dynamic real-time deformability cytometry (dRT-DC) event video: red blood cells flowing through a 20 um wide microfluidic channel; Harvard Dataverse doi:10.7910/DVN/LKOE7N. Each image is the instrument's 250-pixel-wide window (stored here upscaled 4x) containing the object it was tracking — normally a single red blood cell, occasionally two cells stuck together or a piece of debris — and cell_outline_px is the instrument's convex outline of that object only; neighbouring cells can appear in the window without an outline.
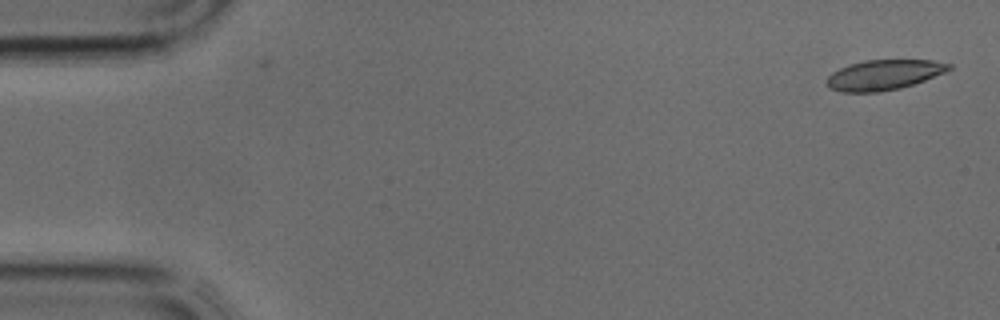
{"species": "common noctule bat (a hibernating species)", "species_latin": "Nyctalus noctula", "temperature_condition": "cold", "stored_images_in_passage": 2, "camera_frame_rate_fps": 3000, "um_per_image_px": 0.085, "animal": {"sex": "male", "body_mass_g": 17.9, "forearm_length_mm": 54.2}, "frame": {"image": 1, "passage_image": 2, "time_ms": 0.333, "image_size_px": [1000, 320], "cell_outline_px": [[952, 68], [944, 72], [924, 80], [900, 88], [876, 92], [840, 92], [828, 88], [824, 84], [828, 76], [832, 72], [840, 68], [864, 60], [932, 60], [952, 64]], "centroid_in_image_um": [75.08, 6.37], "position_along_channel_um": 9.9, "area_um2": 21.39}}